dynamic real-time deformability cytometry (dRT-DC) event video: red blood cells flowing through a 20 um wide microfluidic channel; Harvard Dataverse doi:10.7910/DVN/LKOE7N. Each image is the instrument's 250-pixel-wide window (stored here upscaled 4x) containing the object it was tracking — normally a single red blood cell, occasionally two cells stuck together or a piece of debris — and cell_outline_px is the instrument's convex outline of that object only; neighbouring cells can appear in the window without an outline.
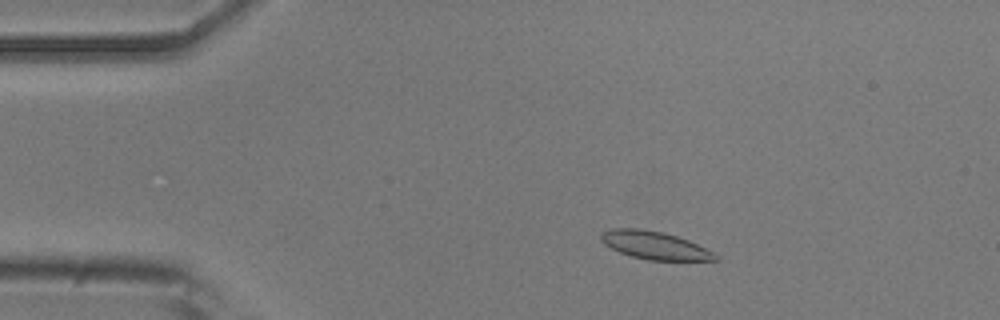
{"species": "common noctule bat (a hibernating species)", "species_latin": "Nyctalus noctula", "temperature_condition": "room temperature", "stored_images_in_passage": 14, "camera_frame_rate_fps": 3000, "um_per_image_px": 0.085, "animal": {"sex": "male", "body_mass_g": 20.5, "forearm_length_mm": 52.5}, "frame": {"image": 1, "passage_image": 8, "time_ms": 2.333, "image_size_px": [1000, 320], "cell_outline_px": [[720, 260], [648, 260], [632, 256], [620, 252], [604, 244], [600, 240], [600, 232], [612, 228], [640, 228], [664, 232], [688, 240], [720, 256]], "centroid_in_image_um": [55.61, 20.84], "position_along_channel_um": 29.4, "area_um2": 18.55}}